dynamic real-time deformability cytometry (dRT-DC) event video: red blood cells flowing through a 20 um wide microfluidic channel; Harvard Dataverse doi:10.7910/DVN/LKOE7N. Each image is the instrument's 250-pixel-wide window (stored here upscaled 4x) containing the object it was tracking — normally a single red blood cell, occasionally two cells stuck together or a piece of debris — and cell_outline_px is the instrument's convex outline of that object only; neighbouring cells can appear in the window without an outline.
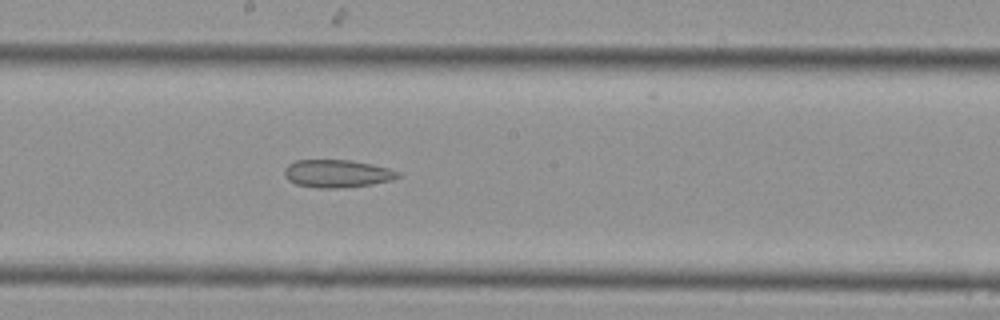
{"species": "Egyptian fruit bat (a non-hibernating species)", "species_latin": "Rousettus aegyptiacus", "temperature_condition": "cold", "stored_images_in_passage": 20, "camera_frame_rate_fps": 3000, "um_per_image_px": 0.085, "animal": {"sex": "female"}, "frame": {"image": 1, "passage_image": 16, "time_ms": 5.0, "image_size_px": [1000, 320], "cell_outline_px": [[400, 176], [392, 180], [372, 184], [340, 188], [316, 188], [296, 184], [288, 180], [284, 176], [284, 168], [288, 164], [296, 160], [348, 160], [372, 164], [388, 168], [400, 172]], "centroid_in_image_um": [28.63, 14.76], "position_along_channel_um": 219.6, "area_um2": 18.44}}